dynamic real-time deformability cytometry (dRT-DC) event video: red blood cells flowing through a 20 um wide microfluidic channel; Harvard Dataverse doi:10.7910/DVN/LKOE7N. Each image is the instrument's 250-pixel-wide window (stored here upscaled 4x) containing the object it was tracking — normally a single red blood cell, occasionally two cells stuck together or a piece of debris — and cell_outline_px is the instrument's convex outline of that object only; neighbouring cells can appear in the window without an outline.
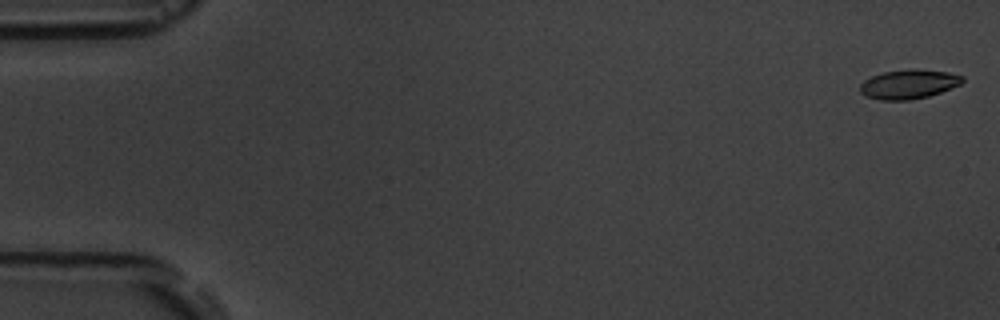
{"species": "common noctule bat (a hibernating species)", "species_latin": "Nyctalus noctula", "temperature_condition": "room temperature", "stored_images_in_passage": 6, "camera_frame_rate_fps": 3000, "um_per_image_px": 0.085, "animal": {"sex": "male", "body_mass_g": 19.5, "forearm_length_mm": 54.6}, "frame": {"image": 1, "passage_image": 1, "time_ms": 0.0, "image_size_px": [1000, 320], "cell_outline_px": [[964, 80], [960, 84], [940, 92], [928, 96], [908, 100], [880, 100], [868, 96], [860, 92], [860, 84], [864, 80], [872, 76], [884, 72], [916, 68], [948, 72], [964, 76]], "centroid_in_image_um": [77.25, 7.14], "position_along_channel_um": 7.8, "area_um2": 17.34}}
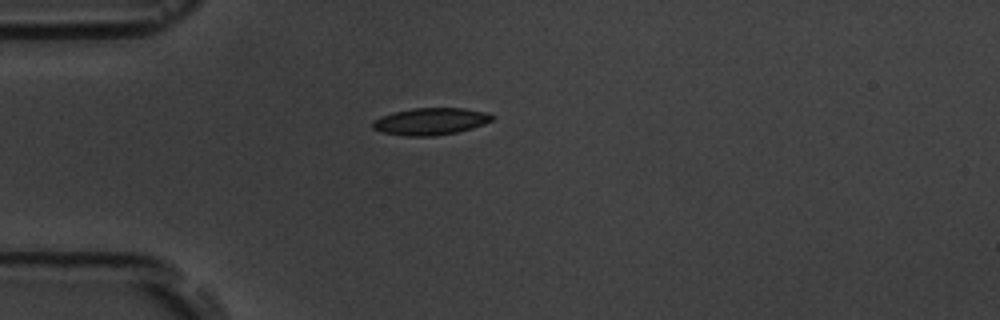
{"frame": {"image": 2, "passage_image": 5, "time_ms": 4.667, "image_size_px": [1000, 320], "cell_outline_px": [[496, 116], [492, 120], [484, 124], [472, 128], [456, 132], [432, 136], [404, 136], [380, 132], [372, 128], [372, 120], [380, 116], [392, 112], [412, 108], [464, 108], [488, 112]], "centroid_in_image_um": [36.58, 10.31], "position_along_channel_um": 48.4, "area_um2": 19.07}}